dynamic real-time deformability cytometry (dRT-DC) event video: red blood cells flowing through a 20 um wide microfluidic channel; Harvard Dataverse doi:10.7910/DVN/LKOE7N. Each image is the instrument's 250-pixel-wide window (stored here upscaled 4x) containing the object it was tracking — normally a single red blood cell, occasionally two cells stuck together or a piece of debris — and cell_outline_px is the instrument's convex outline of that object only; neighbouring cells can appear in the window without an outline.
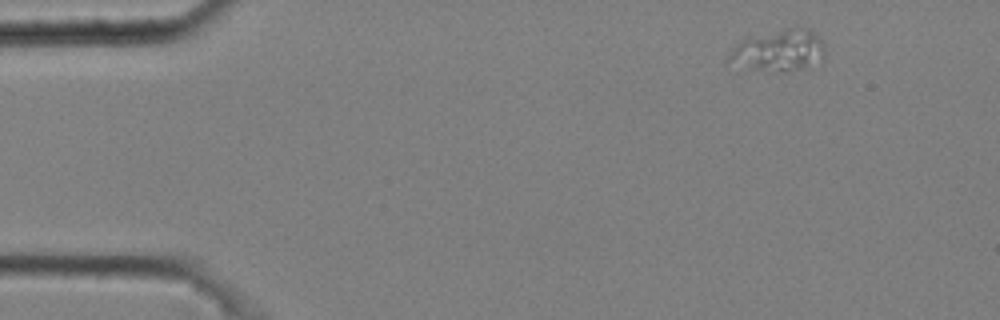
{"species": "common noctule bat (a hibernating species)", "species_latin": "Nyctalus noctula", "temperature_condition": "cold", "stored_images_in_passage": 3, "camera_frame_rate_fps": 3000, "um_per_image_px": 0.085, "animal": {"sex": "male", "body_mass_g": 20.4}, "frame": {"image": 1, "passage_image": 1, "time_ms": 0.0, "image_size_px": [1000, 320], "cell_outline_px": [[824, 56], [808, 68], [788, 72], [784, 72], [748, 68], [728, 60], [728, 56], [736, 44], [744, 40], [788, 28], [808, 28], [824, 44]], "centroid_in_image_um": [66.26, 4.32], "position_along_channel_um": 18.7, "area_um2": 22.48}}
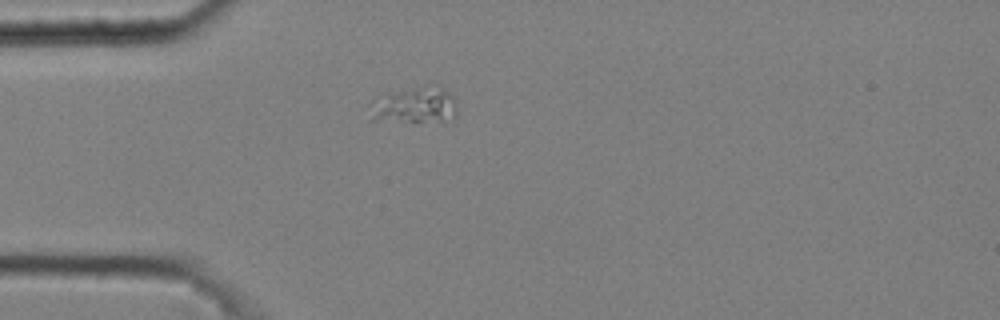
{"frame": {"image": 2, "passage_image": 3, "time_ms": 0.667, "image_size_px": [1000, 320], "cell_outline_px": [[456, 116], [420, 120], [372, 120], [376, 108], [388, 92], [424, 84], [428, 84], [444, 88], [456, 100]], "centroid_in_image_um": [35.4, 8.86], "position_along_channel_um": 49.6, "area_um2": 16.94}}